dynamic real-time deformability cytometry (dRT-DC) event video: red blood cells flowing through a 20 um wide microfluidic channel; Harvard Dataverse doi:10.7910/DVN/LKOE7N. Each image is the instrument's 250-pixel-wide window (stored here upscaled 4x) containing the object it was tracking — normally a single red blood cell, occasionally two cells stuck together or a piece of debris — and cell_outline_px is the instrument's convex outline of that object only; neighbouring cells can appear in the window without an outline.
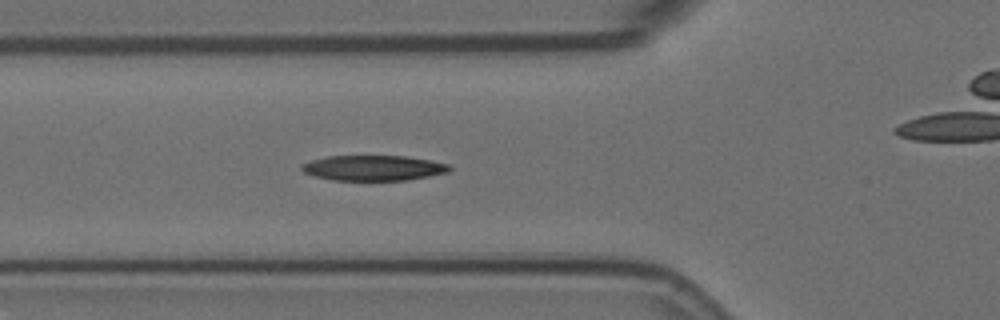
{"species": "Egyptian fruit bat (a non-hibernating species)", "species_latin": "Rousettus aegyptiacus", "temperature_condition": "room temperature", "stored_images_in_passage": 3, "camera_frame_rate_fps": 3000, "um_per_image_px": 0.085, "animal": {"sex": "female"}, "frame": {"image": 1, "passage_image": 2, "time_ms": 0.333, "image_size_px": [1000, 320], "cell_outline_px": [[452, 168], [448, 172], [408, 180], [332, 180], [316, 176], [304, 172], [300, 168], [300, 164], [324, 156], [404, 156], [432, 160], [448, 164]], "centroid_in_image_um": [31.73, 14.27], "position_along_channel_um": 94.1, "area_um2": 21.79}}